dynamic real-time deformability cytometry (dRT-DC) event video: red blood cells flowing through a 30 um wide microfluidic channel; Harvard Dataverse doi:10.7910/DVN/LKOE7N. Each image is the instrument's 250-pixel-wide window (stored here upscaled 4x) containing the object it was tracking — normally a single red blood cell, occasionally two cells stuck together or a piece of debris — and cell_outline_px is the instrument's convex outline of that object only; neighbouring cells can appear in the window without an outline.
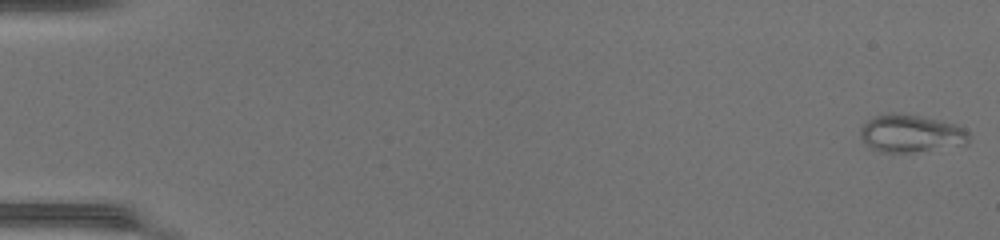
{"species": "common noctule bat (a hibernating species)", "species_latin": "Nyctalus noctula", "temperature_condition": "warm", "stored_images_in_passage": 49, "camera_frame_rate_fps": 3000, "um_per_image_px": 0.085, "animal": {"sex": "female", "body_mass_g": 17.0, "forearm_length_mm": 48.0}, "frame": {"image": 1, "passage_image": 1, "time_ms": 0.0, "image_size_px": [1000, 240], "cell_outline_px": [[968, 144], [912, 152], [880, 152], [872, 148], [860, 136], [860, 128], [872, 116], [888, 112], [896, 112], [920, 116], [940, 120], [956, 124], [964, 128], [968, 132]], "centroid_in_image_um": [77.41, 11.32], "position_along_channel_um": 7.6, "area_um2": 23.81}}
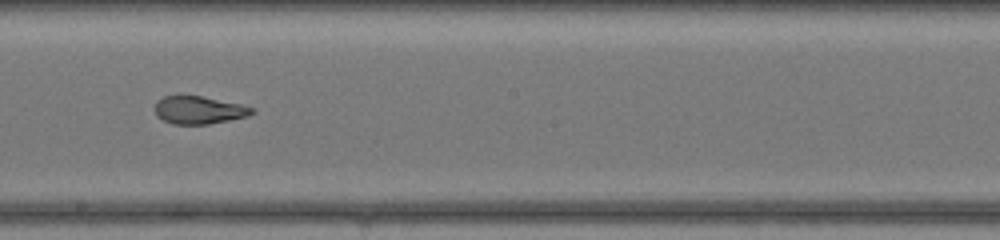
{"frame": {"image": 2, "passage_image": 29, "time_ms": 9.333, "image_size_px": [1000, 240], "cell_outline_px": [[256, 112], [248, 116], [208, 124], [172, 124], [156, 116], [152, 108], [156, 100], [164, 96], [200, 96], [240, 104], [256, 108]], "centroid_in_image_um": [16.87, 9.35], "position_along_channel_um": 231.3, "area_um2": 15.84}}
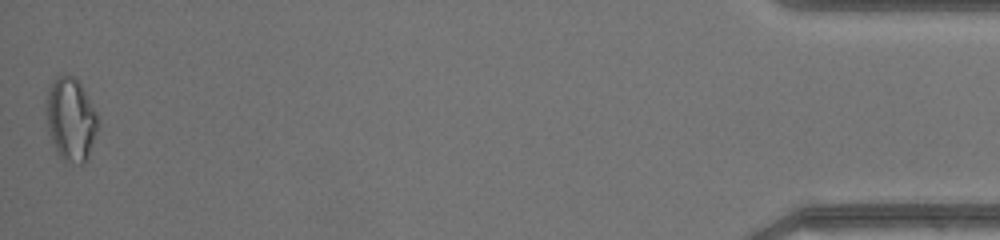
{"frame": {"image": 3, "passage_image": 49, "time_ms": 16.0, "image_size_px": [1000, 240], "cell_outline_px": [[100, 120], [88, 160], [84, 164], [80, 164], [64, 160], [56, 152], [48, 132], [48, 88], [56, 76], [72, 76], [80, 80]], "centroid_in_image_um": [6.06, 10.16], "position_along_channel_um": 429.1, "area_um2": 25.03}, "authors_computed_cell_mechanics": {"area_um2": 19.5942, "velocity_mm_per_s": 4.3243, "shape_relaxation_time_tau1_ms": null, "shape_relaxation_time_tau2_ms": 0.941, "deformation_change_tau1": null, "deformation_change_tau2": 0.0608}}